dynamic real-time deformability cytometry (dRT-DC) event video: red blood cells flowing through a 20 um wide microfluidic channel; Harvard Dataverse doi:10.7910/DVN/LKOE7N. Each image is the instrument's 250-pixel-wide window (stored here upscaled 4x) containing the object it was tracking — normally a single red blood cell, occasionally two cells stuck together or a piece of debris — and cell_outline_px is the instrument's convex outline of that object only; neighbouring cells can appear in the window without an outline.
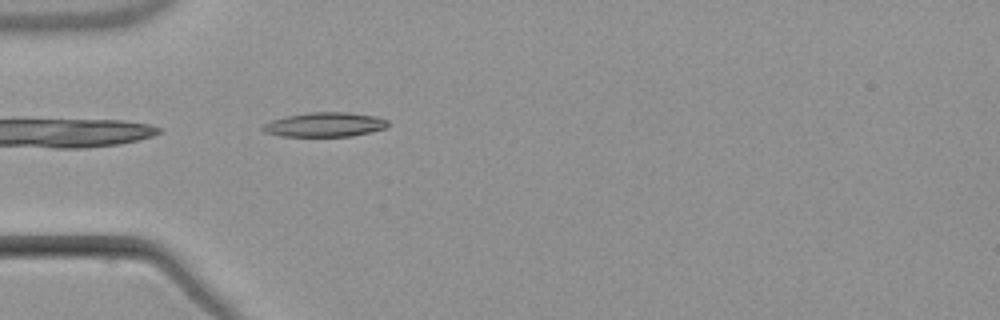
{"species": "common noctule bat (a hibernating species)", "species_latin": "Nyctalus noctula", "temperature_condition": "warm", "stored_images_in_passage": 5, "camera_frame_rate_fps": 3000, "um_per_image_px": 0.085, "animal": {"sex": "male", "body_mass_g": 21.5, "forearm_length_mm": 52.0}, "frame": {"image": 1, "passage_image": 5, "time_ms": 5.0, "image_size_px": [1000, 320], "cell_outline_px": [[388, 124], [384, 128], [352, 136], [280, 136], [264, 132], [260, 128], [264, 124], [272, 120], [284, 116], [308, 112], [348, 112], [376, 116], [388, 120]], "centroid_in_image_um": [27.56, 10.58], "position_along_channel_um": 57.4, "area_um2": 17.8}}